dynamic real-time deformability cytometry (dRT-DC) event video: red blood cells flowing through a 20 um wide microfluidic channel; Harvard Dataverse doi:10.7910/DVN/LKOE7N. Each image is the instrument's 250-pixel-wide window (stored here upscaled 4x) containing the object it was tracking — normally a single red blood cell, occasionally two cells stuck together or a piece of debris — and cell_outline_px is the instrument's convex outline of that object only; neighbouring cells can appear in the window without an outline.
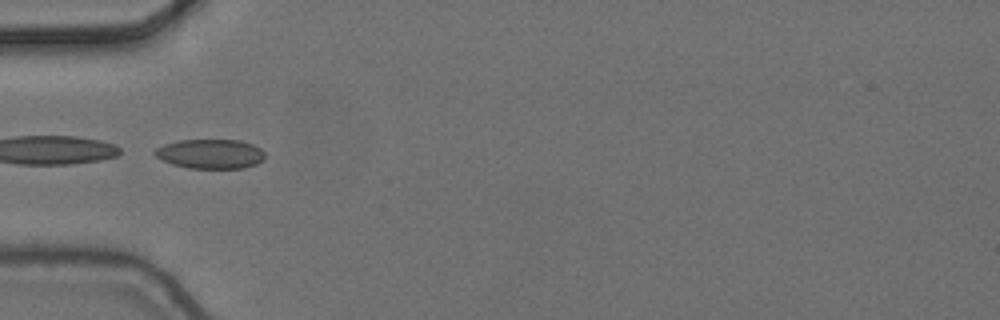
{"species": "common noctule bat (a hibernating species)", "species_latin": "Nyctalus noctula", "temperature_condition": "cold", "stored_images_in_passage": 8, "camera_frame_rate_fps": 3000, "um_per_image_px": 0.085, "animal": {"sex": "female", "body_mass_g": 24.6, "forearm_length_mm": 56.2}, "frame": {"image": 1, "passage_image": 6, "time_ms": 1.667, "image_size_px": [1000, 320], "cell_outline_px": [[264, 160], [256, 164], [244, 168], [188, 168], [172, 164], [156, 156], [152, 152], [156, 148], [164, 144], [180, 140], [240, 140], [252, 144], [260, 148], [264, 152]], "centroid_in_image_um": [17.89, 13.08], "position_along_channel_um": 67.1, "area_um2": 18.9}}
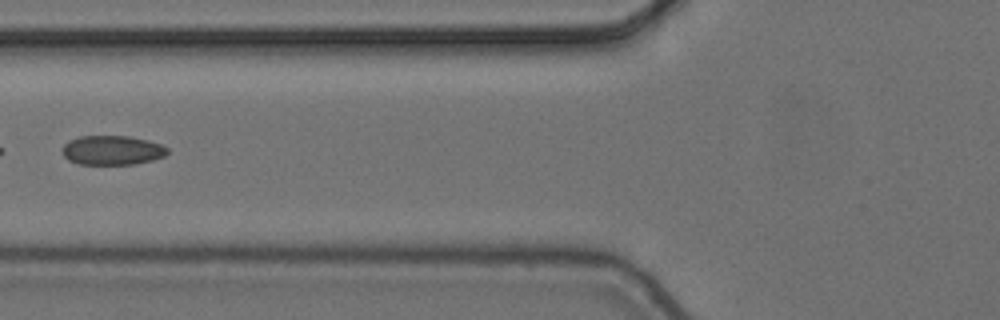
{"frame": {"image": 2, "passage_image": 7, "time_ms": 2.0, "image_size_px": [1000, 320], "cell_outline_px": [[168, 152], [164, 156], [152, 160], [136, 164], [76, 164], [68, 160], [64, 156], [64, 144], [68, 140], [80, 136], [128, 136], [148, 140], [160, 144], [168, 148]], "centroid_in_image_um": [9.53, 12.77], "position_along_channel_um": 116.3, "area_um2": 17.98}}
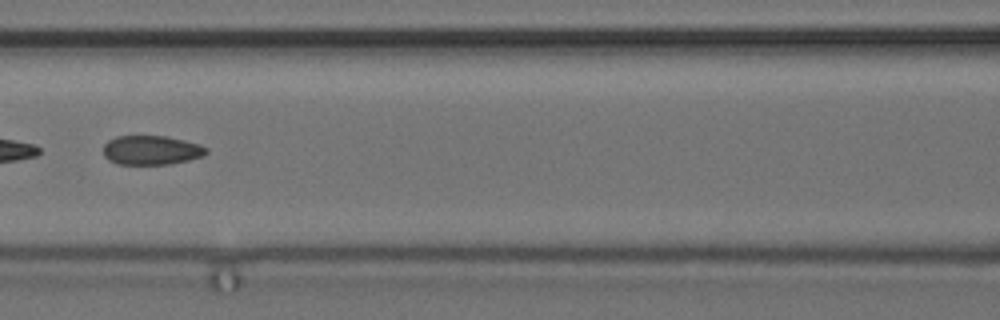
{"frame": {"image": 3, "passage_image": 8, "time_ms": 2.333, "image_size_px": [1000, 320], "cell_outline_px": [[208, 152], [204, 156], [188, 160], [168, 164], [116, 164], [108, 160], [104, 156], [104, 144], [108, 140], [116, 136], [164, 136], [184, 140], [200, 144], [208, 148]], "centroid_in_image_um": [12.87, 12.76], "position_along_channel_um": 153.7, "area_um2": 17.63}}